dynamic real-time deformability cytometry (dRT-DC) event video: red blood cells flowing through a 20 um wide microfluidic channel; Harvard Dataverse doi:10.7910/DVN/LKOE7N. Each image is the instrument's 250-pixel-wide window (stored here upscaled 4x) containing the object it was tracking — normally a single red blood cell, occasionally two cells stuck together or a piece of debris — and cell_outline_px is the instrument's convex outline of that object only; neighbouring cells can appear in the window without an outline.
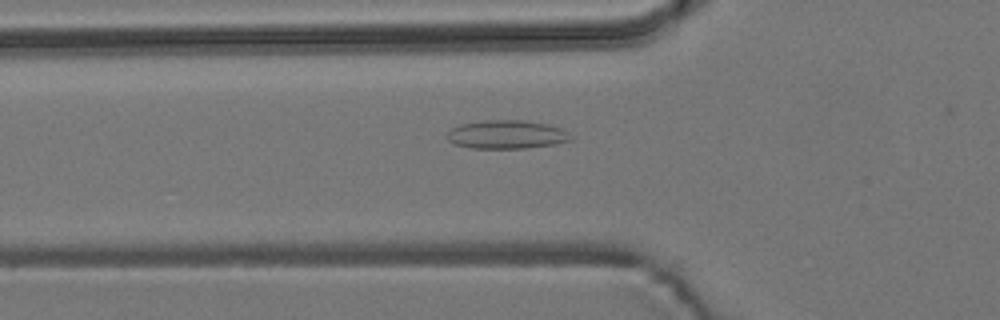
{"species": "common noctule bat (a hibernating species)", "species_latin": "Nyctalus noctula", "temperature_condition": "room temperature", "stored_images_in_passage": 36, "camera_frame_rate_fps": 3000, "um_per_image_px": 0.085, "animal": {"sex": "male", "body_mass_g": 19.2, "forearm_length_mm": 51.8}, "frame": {"image": 1, "passage_image": 7, "time_ms": 2.0, "image_size_px": [1000, 320], "cell_outline_px": [[572, 140], [556, 144], [528, 148], [472, 148], [452, 144], [448, 140], [448, 132], [452, 128], [460, 124], [484, 120], [524, 120], [548, 124], [560, 128], [572, 136]], "centroid_in_image_um": [43.06, 11.43], "position_along_channel_um": 82.7, "area_um2": 20.63}}
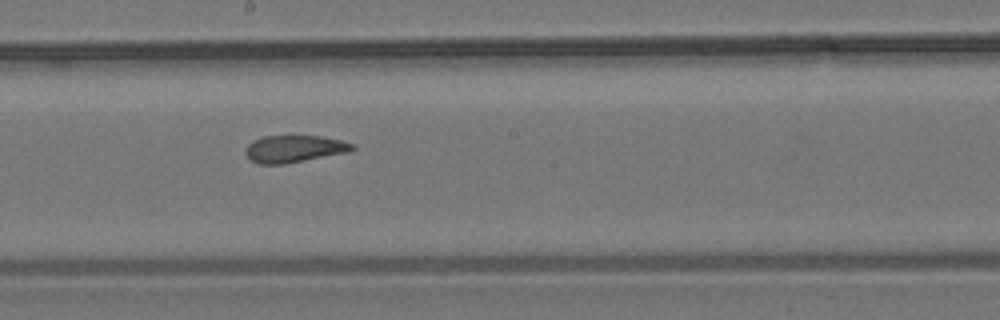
{"frame": {"image": 2, "passage_image": 18, "time_ms": 5.667, "image_size_px": [1000, 320], "cell_outline_px": [[356, 148], [348, 152], [284, 164], [260, 164], [252, 160], [244, 152], [244, 148], [248, 144], [264, 136], [320, 136], [340, 140], [356, 144]], "centroid_in_image_um": [25.03, 12.65], "position_along_channel_um": 223.2, "area_um2": 16.76}}
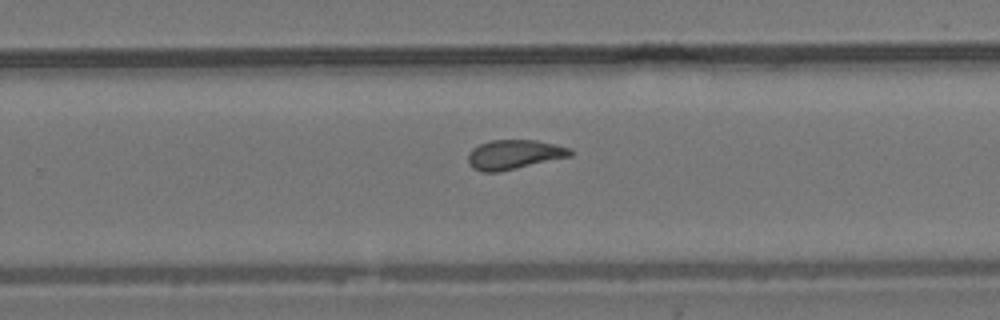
{"frame": {"image": 3, "passage_image": 23, "time_ms": 7.333, "image_size_px": [1000, 320], "cell_outline_px": [[572, 156], [500, 172], [480, 172], [472, 168], [468, 164], [468, 152], [472, 148], [480, 144], [492, 140], [536, 140], [556, 144], [572, 148]], "centroid_in_image_um": [43.69, 13.14], "position_along_channel_um": 286.1, "area_um2": 17.8}, "authors_computed_cell_mechanics": {"area_um2": 17.4267, "velocity_mm_per_s": 3.8063, "shape_relaxation_time_tau1_ms": null, "shape_relaxation_time_tau2_ms": 1.9111, "deformation_change_tau1": null, "deformation_change_tau2": 0.0768}}